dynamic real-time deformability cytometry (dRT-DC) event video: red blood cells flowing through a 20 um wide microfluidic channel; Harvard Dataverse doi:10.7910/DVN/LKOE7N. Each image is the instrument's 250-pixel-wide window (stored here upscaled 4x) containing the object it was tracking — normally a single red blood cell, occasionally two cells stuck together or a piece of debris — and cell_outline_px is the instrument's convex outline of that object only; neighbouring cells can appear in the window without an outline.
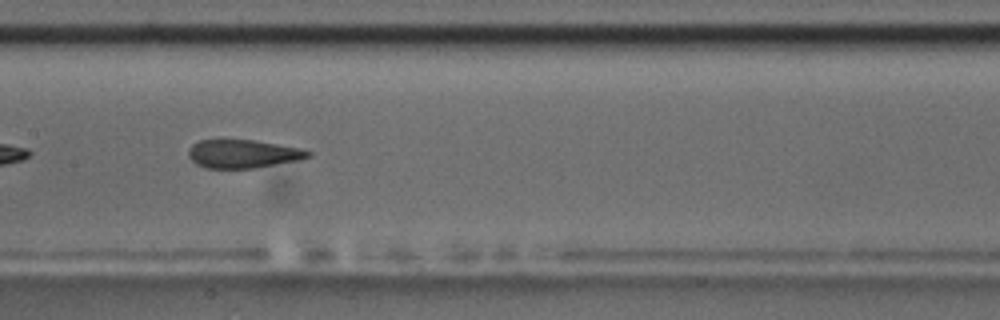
{"species": "common noctule bat (a hibernating species)", "species_latin": "Nyctalus noctula", "temperature_condition": "room temperature", "stored_images_in_passage": 6, "camera_frame_rate_fps": 3000, "um_per_image_px": 0.085, "animal": {"sex": "male", "body_mass_g": 17.5, "forearm_length_mm": 52.3}, "frame": {"image": 1, "passage_image": 5, "time_ms": 4.333, "image_size_px": [1000, 320], "cell_outline_px": [[312, 156], [300, 160], [252, 168], [204, 168], [196, 164], [188, 156], [188, 148], [192, 144], [200, 140], [252, 140], [300, 148], [312, 152]], "centroid_in_image_um": [20.64, 13.08], "position_along_channel_um": 186.8, "area_um2": 19.71}}